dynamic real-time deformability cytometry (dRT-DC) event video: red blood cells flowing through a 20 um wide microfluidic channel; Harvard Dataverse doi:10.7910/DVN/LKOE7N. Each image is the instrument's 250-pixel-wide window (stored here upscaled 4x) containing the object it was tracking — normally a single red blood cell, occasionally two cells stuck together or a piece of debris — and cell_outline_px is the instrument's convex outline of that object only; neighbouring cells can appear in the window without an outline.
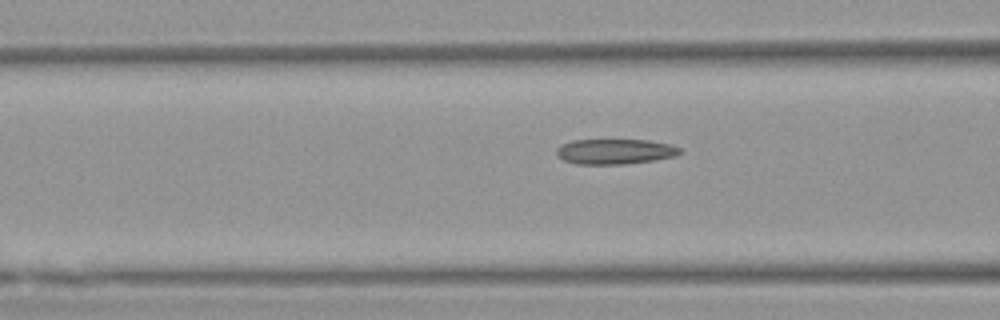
{"species": "Egyptian fruit bat (a non-hibernating species)", "species_latin": "Rousettus aegyptiacus", "temperature_condition": "warm", "stored_images_in_passage": 39, "camera_frame_rate_fps": 3000, "um_per_image_px": 0.085, "animal": {"sex": "female"}, "frame": {"image": 1, "passage_image": 18, "time_ms": 5.667, "image_size_px": [1000, 320], "cell_outline_px": [[680, 152], [676, 156], [656, 160], [624, 164], [576, 164], [564, 160], [556, 156], [556, 148], [560, 144], [572, 140], [648, 140], [672, 144], [680, 148]], "centroid_in_image_um": [52.25, 12.88], "position_along_channel_um": 114.3, "area_um2": 18.32}}
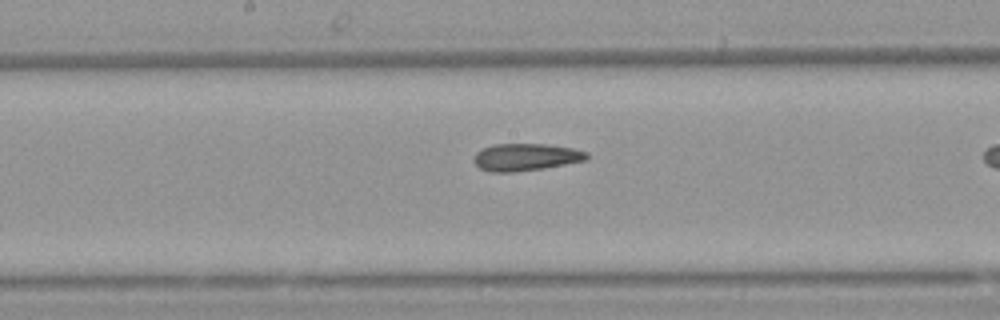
{"frame": {"image": 2, "passage_image": 25, "time_ms": 8.0, "image_size_px": [1000, 320], "cell_outline_px": [[588, 160], [544, 168], [512, 172], [488, 172], [480, 168], [472, 160], [476, 152], [484, 148], [496, 144], [544, 144], [572, 148], [588, 152]], "centroid_in_image_um": [44.69, 13.36], "position_along_channel_um": 203.5, "area_um2": 17.92}}
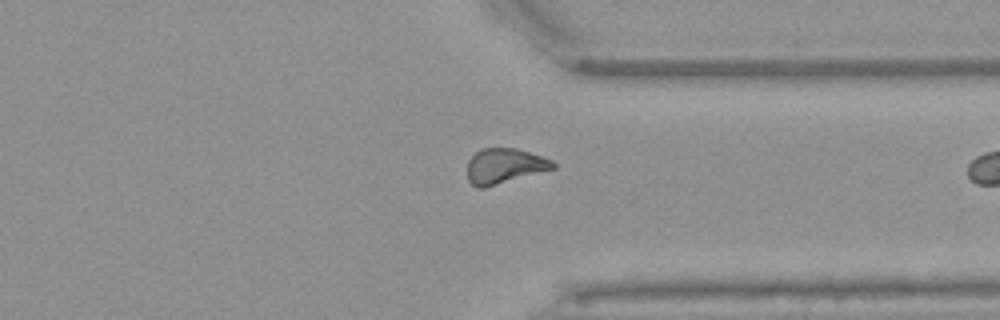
{"frame": {"image": 3, "passage_image": 38, "time_ms": 12.333, "image_size_px": [1000, 320], "cell_outline_px": [[556, 168], [484, 188], [476, 188], [468, 180], [468, 160], [480, 148], [516, 148], [544, 156], [552, 160], [556, 164]], "centroid_in_image_um": [42.9, 14.1], "position_along_channel_um": 368.5, "area_um2": 17.69}}